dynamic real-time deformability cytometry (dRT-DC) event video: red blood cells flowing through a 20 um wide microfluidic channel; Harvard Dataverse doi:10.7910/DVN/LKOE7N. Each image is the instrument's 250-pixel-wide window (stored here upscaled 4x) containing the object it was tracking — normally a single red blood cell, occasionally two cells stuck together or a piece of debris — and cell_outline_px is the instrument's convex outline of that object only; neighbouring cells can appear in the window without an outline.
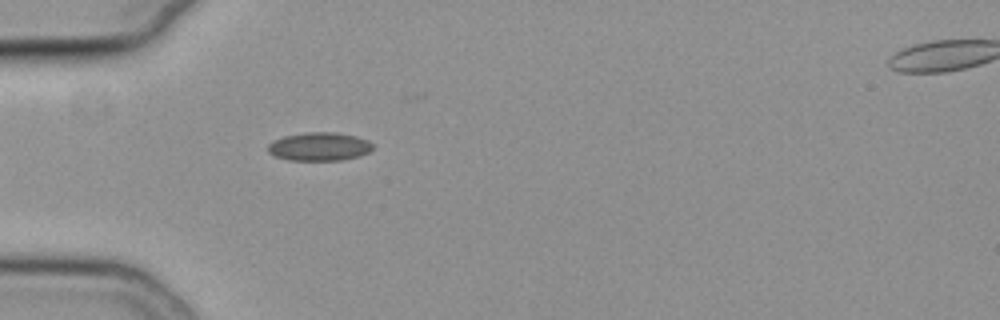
{"species": "common noctule bat (a hibernating species)", "species_latin": "Nyctalus noctula", "temperature_condition": "cold", "stored_images_in_passage": 32, "camera_frame_rate_fps": 3000, "um_per_image_px": 0.085, "animal": {"sex": "female", "body_mass_g": 19.3, "forearm_length_mm": 54.1}, "frame": {"image": 1, "passage_image": 1, "time_ms": 0.0, "image_size_px": [1000, 320], "cell_outline_px": [[372, 148], [368, 152], [360, 156], [340, 160], [288, 160], [276, 156], [268, 152], [268, 144], [272, 140], [284, 136], [304, 132], [336, 132], [356, 136], [368, 140], [372, 144]], "centroid_in_image_um": [27.12, 12.45], "position_along_channel_um": 57.9, "area_um2": 17.4}}
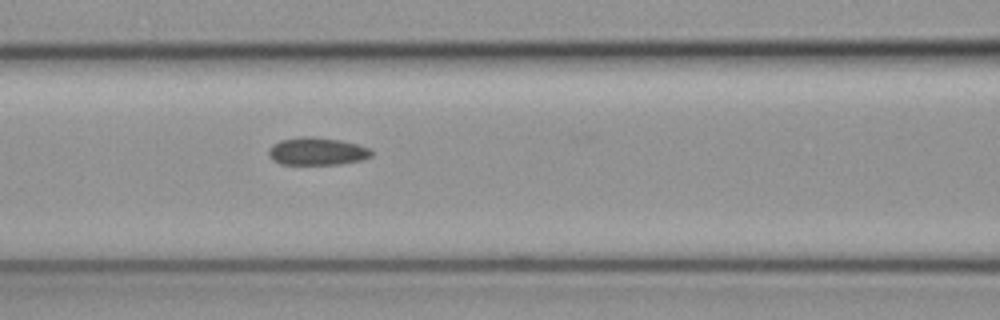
{"frame": {"image": 2, "passage_image": 8, "time_ms": 2.333, "image_size_px": [1000, 320], "cell_outline_px": [[372, 156], [360, 160], [340, 164], [280, 164], [272, 160], [268, 156], [268, 148], [272, 144], [280, 140], [304, 136], [308, 136], [340, 140], [356, 144], [368, 148], [372, 152]], "centroid_in_image_um": [26.89, 12.86], "position_along_channel_um": 139.7, "area_um2": 16.53}}
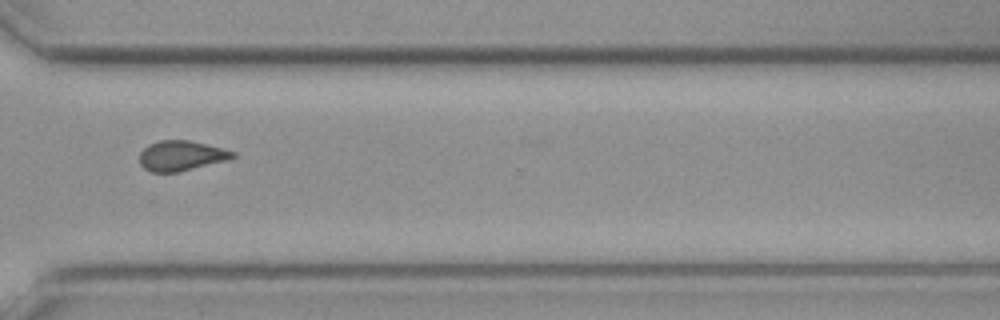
{"frame": {"image": 3, "passage_image": 25, "time_ms": 8.0, "image_size_px": [1000, 320], "cell_outline_px": [[236, 156], [228, 160], [180, 172], [152, 172], [144, 168], [140, 164], [140, 152], [148, 144], [160, 140], [188, 140], [236, 152]], "centroid_in_image_um": [15.39, 13.24], "position_along_channel_um": 355.2, "area_um2": 16.3}, "authors_computed_cell_mechanics": {"area_um2": 16.5308, "velocity_mm_per_s": 3.8031, "shape_relaxation_time_tau1_ms": null, "shape_relaxation_time_tau2_ms": 4.1084, "deformation_change_tau1": null, "deformation_change_tau2": 0.1052}}